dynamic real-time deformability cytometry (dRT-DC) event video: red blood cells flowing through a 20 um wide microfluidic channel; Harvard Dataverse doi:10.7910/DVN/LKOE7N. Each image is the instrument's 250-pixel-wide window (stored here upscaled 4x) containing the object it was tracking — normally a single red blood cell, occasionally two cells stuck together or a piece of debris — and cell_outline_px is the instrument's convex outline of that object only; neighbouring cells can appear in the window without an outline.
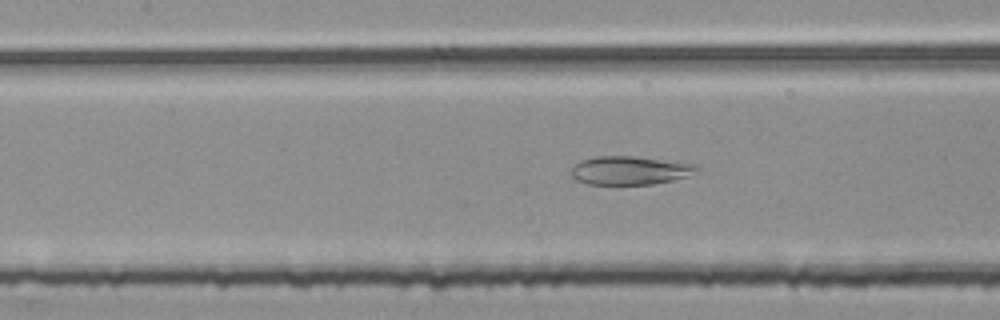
{"species": "common noctule bat (a hibernating species)", "species_latin": "Nyctalus noctula", "temperature_condition": "room temperature", "stored_images_in_passage": 53, "camera_frame_rate_fps": 3000, "um_per_image_px": 0.085, "animal": {"sex": "female", "body_mass_g": 25.1}, "frame": {"image": 1, "passage_image": 23, "time_ms": 7.333, "image_size_px": [1000, 320], "cell_outline_px": [[700, 168], [684, 176], [672, 180], [652, 184], [588, 184], [576, 180], [568, 172], [580, 160], [596, 156], [632, 156], [696, 164]], "centroid_in_image_um": [53.46, 14.48], "position_along_channel_um": 153.9, "area_um2": 20.63}}
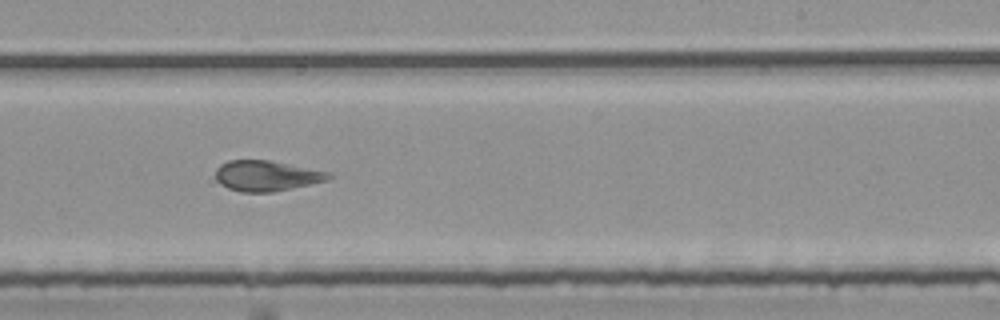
{"frame": {"image": 2, "passage_image": 32, "time_ms": 10.333, "image_size_px": [1000, 320], "cell_outline_px": [[332, 176], [328, 180], [312, 184], [272, 192], [240, 192], [228, 188], [220, 184], [216, 180], [216, 168], [220, 164], [228, 160], [272, 160], [332, 172]], "centroid_in_image_um": [22.68, 14.93], "position_along_channel_um": 266.3, "area_um2": 20.4}}
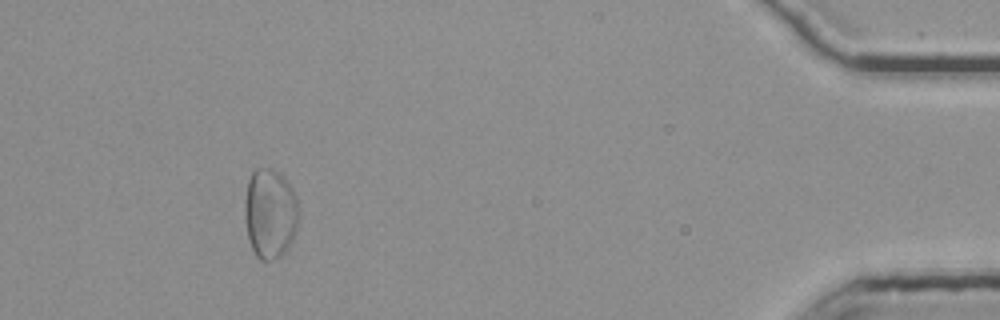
{"frame": {"image": 3, "passage_image": 49, "time_ms": 16.0, "image_size_px": [1000, 320], "cell_outline_px": [[300, 216], [296, 232], [288, 248], [280, 256], [272, 260], [260, 260], [256, 256], [248, 240], [244, 220], [244, 204], [248, 180], [252, 172], [256, 168], [272, 168], [284, 176], [292, 188], [296, 196], [300, 208]], "centroid_in_image_um": [22.97, 18.14], "position_along_channel_um": 412.2, "area_um2": 29.02}, "authors_computed_cell_mechanics": {"area_um2": 26.9348, "velocity_mm_per_s": 3.7744, "shape_relaxation_time_tau1_ms": null, "shape_relaxation_time_tau2_ms": 2.5141, "deformation_change_tau1": null, "deformation_change_tau2": 0.1049}}